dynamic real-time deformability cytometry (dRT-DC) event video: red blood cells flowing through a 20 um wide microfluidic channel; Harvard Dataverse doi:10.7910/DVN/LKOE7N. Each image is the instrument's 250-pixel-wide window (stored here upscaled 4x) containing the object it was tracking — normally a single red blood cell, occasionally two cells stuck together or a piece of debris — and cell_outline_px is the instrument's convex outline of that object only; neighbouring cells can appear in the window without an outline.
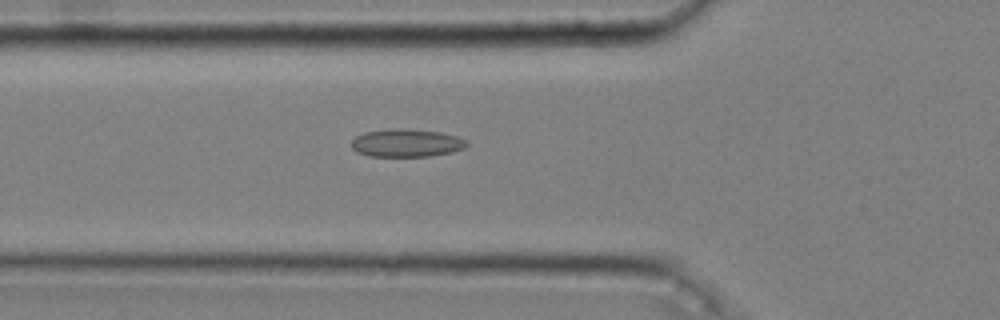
{"species": "common noctule bat (a hibernating species)", "species_latin": "Nyctalus noctula", "temperature_condition": "cold", "stored_images_in_passage": 50, "camera_frame_rate_fps": 3000, "um_per_image_px": 0.085, "animal": {"sex": "male", "body_mass_g": 20.4}, "frame": {"image": 1, "passage_image": 19, "time_ms": 6.0, "image_size_px": [1000, 320], "cell_outline_px": [[468, 144], [464, 148], [452, 152], [428, 156], [368, 156], [356, 152], [352, 148], [352, 140], [356, 136], [364, 132], [392, 128], [404, 128], [440, 132], [456, 136], [468, 140]], "centroid_in_image_um": [34.54, 12.15], "position_along_channel_um": 91.3, "area_um2": 18.84}}
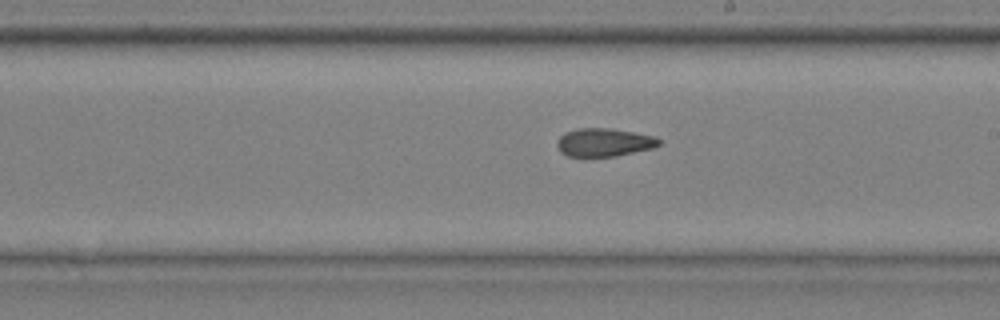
{"frame": {"image": 2, "passage_image": 31, "time_ms": 10.0, "image_size_px": [1000, 320], "cell_outline_px": [[660, 144], [652, 148], [616, 156], [568, 156], [560, 152], [556, 144], [560, 136], [564, 132], [576, 128], [612, 128], [656, 136], [660, 140]], "centroid_in_image_um": [51.33, 12.09], "position_along_channel_um": 237.7, "area_um2": 16.82}}
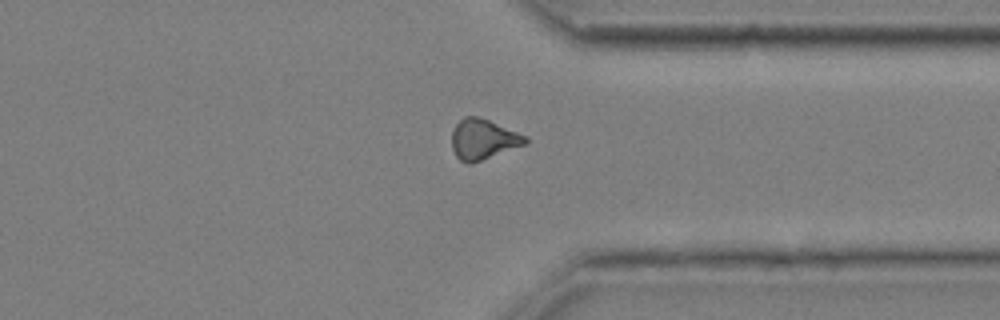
{"frame": {"image": 3, "passage_image": 42, "time_ms": 13.667, "image_size_px": [1000, 320], "cell_outline_px": [[528, 144], [472, 164], [468, 164], [460, 160], [456, 156], [452, 148], [452, 132], [456, 124], [464, 116], [476, 116], [488, 120], [528, 136]], "centroid_in_image_um": [41.1, 11.86], "position_along_channel_um": 370.3, "area_um2": 17.46}, "authors_computed_cell_mechanics": {"area_um2": 17.4267, "velocity_mm_per_s": 3.6578, "shape_relaxation_time_tau1_ms": null, "shape_relaxation_time_tau2_ms": 4.9277, "deformation_change_tau1": null, "deformation_change_tau2": 0.1053}}